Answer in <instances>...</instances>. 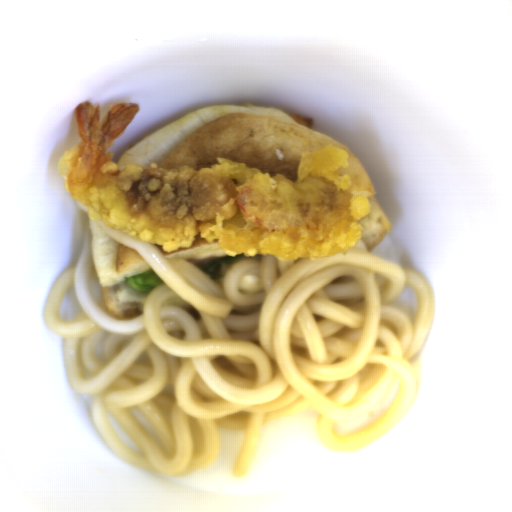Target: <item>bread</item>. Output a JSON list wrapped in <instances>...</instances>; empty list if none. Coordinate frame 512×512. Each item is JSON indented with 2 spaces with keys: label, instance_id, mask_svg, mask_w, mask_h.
<instances>
[{
  "label": "bread",
  "instance_id": "3",
  "mask_svg": "<svg viewBox=\"0 0 512 512\" xmlns=\"http://www.w3.org/2000/svg\"><path fill=\"white\" fill-rule=\"evenodd\" d=\"M163 255L168 259H184L193 263L199 269L219 258L232 255L227 254L225 249L217 241H208L196 234L192 245L188 248L180 247L175 251H164L160 244H156Z\"/></svg>",
  "mask_w": 512,
  "mask_h": 512
},
{
  "label": "bread",
  "instance_id": "2",
  "mask_svg": "<svg viewBox=\"0 0 512 512\" xmlns=\"http://www.w3.org/2000/svg\"><path fill=\"white\" fill-rule=\"evenodd\" d=\"M103 225L90 219L91 257L101 286L99 304L116 320L135 319L143 314L150 293L130 288L125 280L153 269L133 247L109 236Z\"/></svg>",
  "mask_w": 512,
  "mask_h": 512
},
{
  "label": "bread",
  "instance_id": "1",
  "mask_svg": "<svg viewBox=\"0 0 512 512\" xmlns=\"http://www.w3.org/2000/svg\"><path fill=\"white\" fill-rule=\"evenodd\" d=\"M327 146L345 152L344 173L350 176L352 192L357 198L369 199L370 211L359 221L362 234L352 247L370 253L392 226L366 169L340 141L300 125L278 108L234 104L195 111L142 139L115 164L122 169L128 164L147 167L155 163L169 170L186 165L198 172L220 158L294 180L303 156Z\"/></svg>",
  "mask_w": 512,
  "mask_h": 512
}]
</instances>
